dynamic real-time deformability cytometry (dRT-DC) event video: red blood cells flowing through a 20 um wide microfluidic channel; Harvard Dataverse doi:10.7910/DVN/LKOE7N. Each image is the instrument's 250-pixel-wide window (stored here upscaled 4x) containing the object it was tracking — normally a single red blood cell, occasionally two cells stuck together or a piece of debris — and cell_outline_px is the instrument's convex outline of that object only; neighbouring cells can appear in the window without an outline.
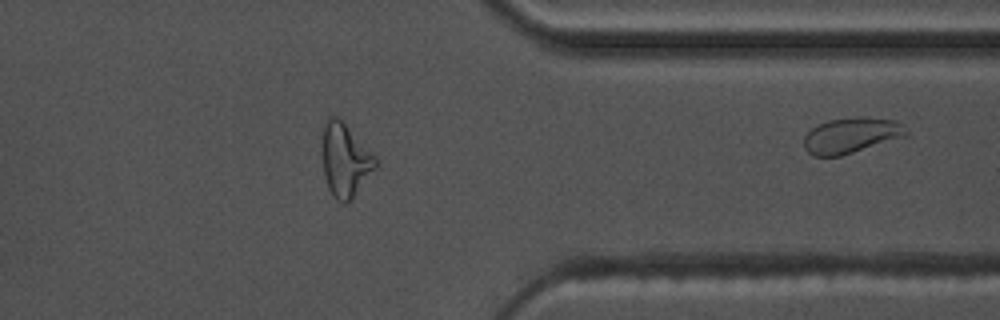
{"species": "common noctule bat (a hibernating species)", "species_latin": "Nyctalus noctula", "temperature_condition": "warm", "stored_images_in_passage": 26, "segment_of_instrument_passage": [2, 2], "camera_frame_rate_fps": 3000, "um_per_image_px": 0.085, "animal": {"sex": "male", "body_mass_g": 17.5, "forearm_length_mm": 52.3}, "frame": {"image": 1, "passage_image": 26, "time_ms": 8.333, "image_size_px": [1000, 320], "cell_outline_px": [[908, 136], [840, 156], [812, 156], [804, 148], [804, 136], [812, 128], [828, 120], [856, 116], [868, 116], [896, 120], [908, 132]], "centroid_in_image_um": [72.37, 11.49], "position_along_channel_um": 339.0, "area_um2": 21.39}}